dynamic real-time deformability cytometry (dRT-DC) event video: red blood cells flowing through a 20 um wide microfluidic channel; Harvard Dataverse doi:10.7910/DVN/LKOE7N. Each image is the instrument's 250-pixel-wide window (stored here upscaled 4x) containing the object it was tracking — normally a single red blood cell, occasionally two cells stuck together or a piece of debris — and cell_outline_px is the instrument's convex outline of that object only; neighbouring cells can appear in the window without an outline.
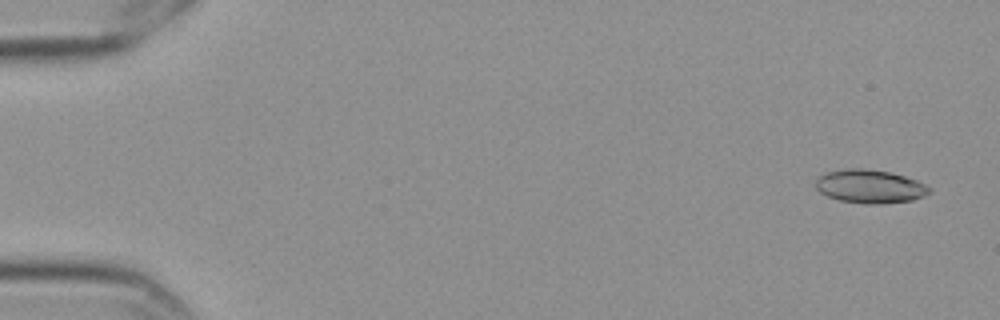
{"species": "Egyptian fruit bat (a non-hibernating species)", "species_latin": "Rousettus aegyptiacus", "temperature_condition": "cold", "stored_images_in_passage": 13, "camera_frame_rate_fps": 3000, "um_per_image_px": 0.085, "frame": {"image": 1, "passage_image": 1, "time_ms": 0.0, "image_size_px": [1000, 320], "cell_outline_px": [[932, 192], [924, 196], [912, 200], [880, 204], [864, 204], [840, 200], [828, 196], [820, 192], [816, 188], [816, 180], [820, 176], [828, 172], [848, 168], [864, 168], [888, 172], [904, 176], [916, 180], [932, 188]], "centroid_in_image_um": [73.97, 15.85], "position_along_channel_um": 11.0, "area_um2": 22.08}}
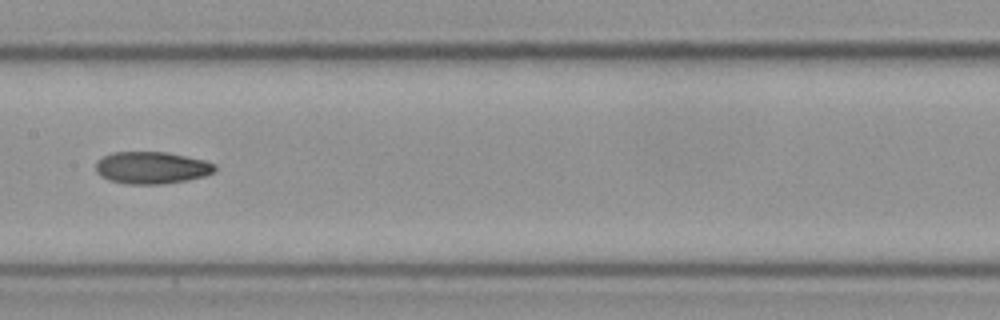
{"frame": {"image": 2, "passage_image": 8, "time_ms": 2.333, "image_size_px": [1000, 320], "cell_outline_px": [[216, 168], [212, 172], [204, 176], [188, 180], [164, 184], [124, 184], [108, 180], [100, 176], [96, 172], [96, 164], [104, 156], [112, 152], [168, 152], [204, 160], [216, 164]], "centroid_in_image_um": [12.89, 14.26], "position_along_channel_um": 194.5, "area_um2": 22.37}}
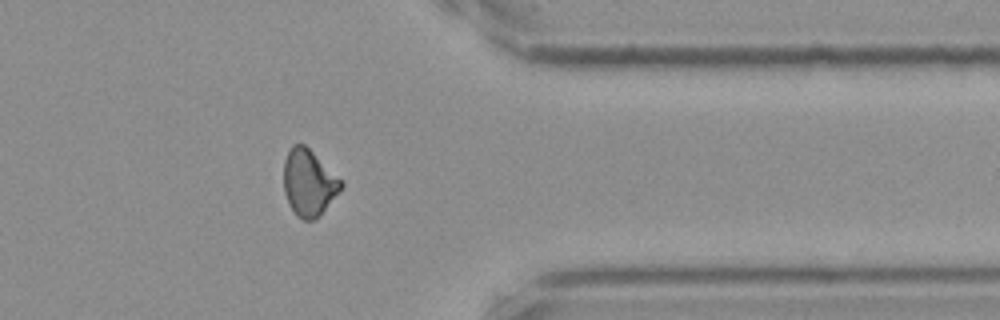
{"frame": {"image": 3, "passage_image": 13, "time_ms": 4.0, "image_size_px": [1000, 320], "cell_outline_px": [[344, 184], [324, 208], [312, 220], [304, 220], [296, 216], [288, 204], [284, 192], [284, 160], [292, 144], [304, 144]], "centroid_in_image_um": [26.18, 15.52], "position_along_channel_um": 385.2, "area_um2": 21.39}}